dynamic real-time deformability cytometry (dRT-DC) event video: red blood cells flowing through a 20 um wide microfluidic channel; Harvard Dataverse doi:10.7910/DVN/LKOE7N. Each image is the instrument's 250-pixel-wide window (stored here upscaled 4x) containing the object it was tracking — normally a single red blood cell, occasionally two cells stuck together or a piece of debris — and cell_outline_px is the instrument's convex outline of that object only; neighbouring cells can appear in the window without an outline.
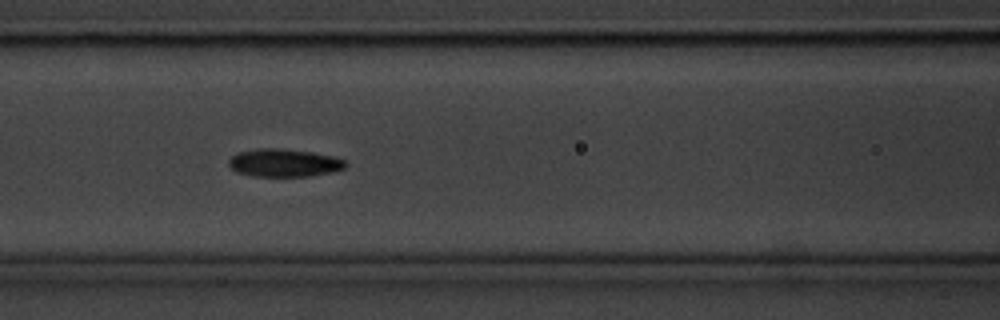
{"species": "common noctule bat (a hibernating species)", "species_latin": "Nyctalus noctula", "temperature_condition": "cold", "stored_images_in_passage": 30, "camera_frame_rate_fps": 3000, "um_per_image_px": 0.085, "animal": {"sex": "male", "body_mass_g": 20.1, "forearm_length_mm": 53.5}, "frame": {"image": 1, "passage_image": 13, "time_ms": 4.0, "image_size_px": [1000, 320], "cell_outline_px": [[348, 164], [344, 168], [328, 172], [308, 176], [252, 176], [236, 172], [228, 164], [228, 160], [236, 152], [256, 148], [280, 148], [312, 152], [332, 156], [344, 160]], "centroid_in_image_um": [24.09, 13.83], "position_along_channel_um": 142.5, "area_um2": 18.96}}
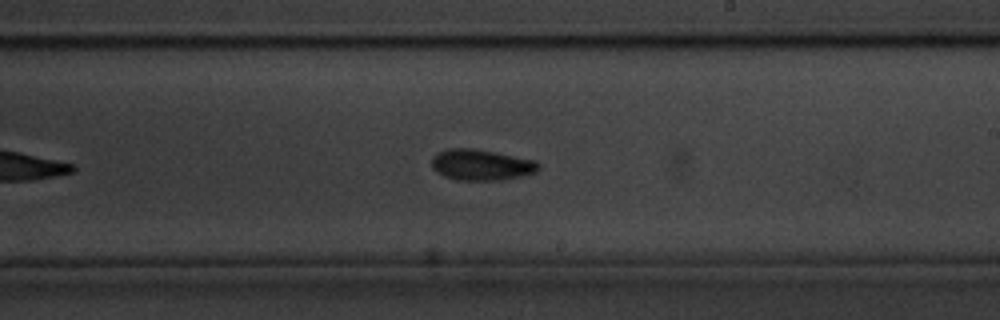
{"frame": {"image": 2, "passage_image": 22, "time_ms": 7.0, "image_size_px": [1000, 320], "cell_outline_px": [[540, 168], [536, 172], [520, 176], [500, 180], [456, 180], [444, 176], [436, 172], [432, 168], [432, 156], [436, 152], [448, 148], [472, 148], [496, 152], [536, 160], [540, 164]], "centroid_in_image_um": [40.89, 14.0], "position_along_channel_um": 248.1, "area_um2": 19.48}}